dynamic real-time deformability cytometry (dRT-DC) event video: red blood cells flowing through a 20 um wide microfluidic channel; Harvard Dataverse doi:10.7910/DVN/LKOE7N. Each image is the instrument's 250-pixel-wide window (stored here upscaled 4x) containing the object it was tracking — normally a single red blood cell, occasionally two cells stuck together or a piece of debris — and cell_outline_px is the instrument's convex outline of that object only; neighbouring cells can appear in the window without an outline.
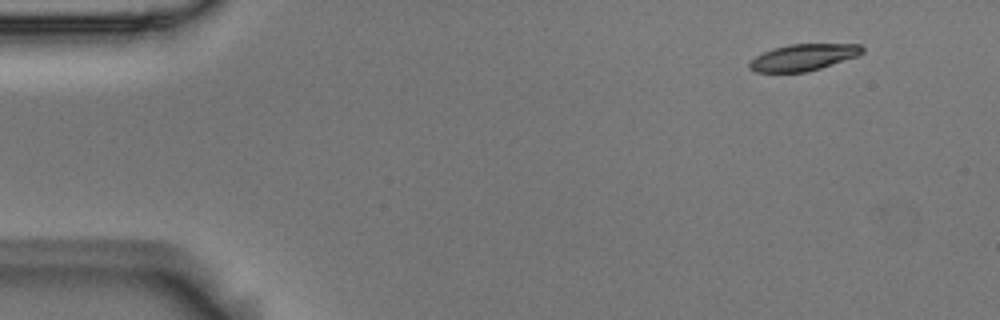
{"species": "Egyptian fruit bat (a non-hibernating species)", "species_latin": "Rousettus aegyptiacus", "temperature_condition": "room temperature", "stored_images_in_passage": 10, "camera_frame_rate_fps": 3000, "um_per_image_px": 0.085, "animal": {"sex": "male"}, "frame": {"image": 1, "passage_image": 1, "time_ms": 0.0, "image_size_px": [1000, 320], "cell_outline_px": [[864, 52], [856, 56], [820, 68], [804, 72], [756, 72], [748, 68], [748, 64], [756, 56], [772, 48], [788, 44], [860, 44], [864, 48]], "centroid_in_image_um": [68.26, 4.86], "position_along_channel_um": 16.7, "area_um2": 17.34}}
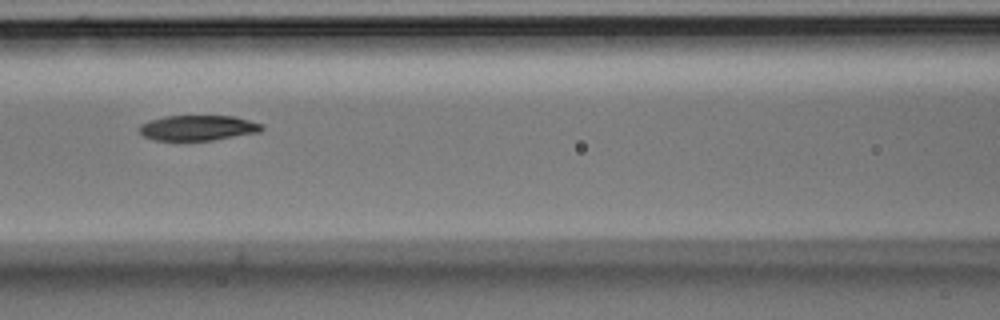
{"frame": {"image": 2, "passage_image": 6, "time_ms": 1.667, "image_size_px": [1000, 320], "cell_outline_px": [[264, 128], [260, 132], [212, 140], [152, 140], [144, 136], [140, 132], [140, 124], [148, 120], [164, 116], [232, 116], [264, 124]], "centroid_in_image_um": [16.82, 10.86], "position_along_channel_um": 149.8, "area_um2": 18.03}}
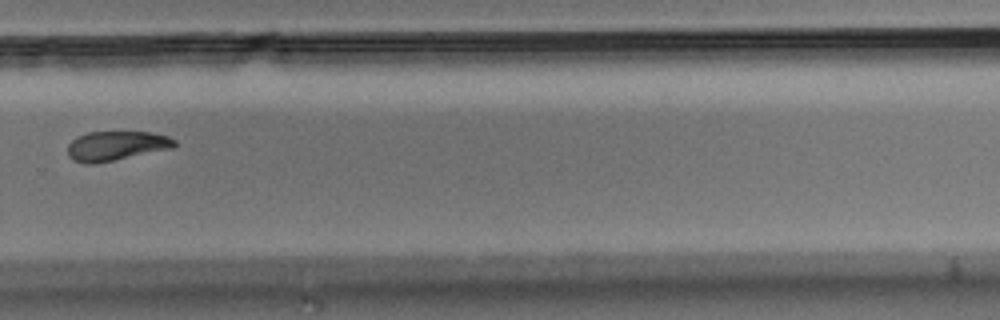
{"frame": {"image": 3, "passage_image": 10, "time_ms": 3.0, "image_size_px": [1000, 320], "cell_outline_px": [[176, 144], [172, 148], [92, 164], [84, 164], [72, 160], [68, 156], [68, 144], [72, 140], [88, 132], [152, 132], [168, 136], [176, 140]], "centroid_in_image_um": [9.86, 12.39], "position_along_channel_um": 319.9, "area_um2": 18.15}}